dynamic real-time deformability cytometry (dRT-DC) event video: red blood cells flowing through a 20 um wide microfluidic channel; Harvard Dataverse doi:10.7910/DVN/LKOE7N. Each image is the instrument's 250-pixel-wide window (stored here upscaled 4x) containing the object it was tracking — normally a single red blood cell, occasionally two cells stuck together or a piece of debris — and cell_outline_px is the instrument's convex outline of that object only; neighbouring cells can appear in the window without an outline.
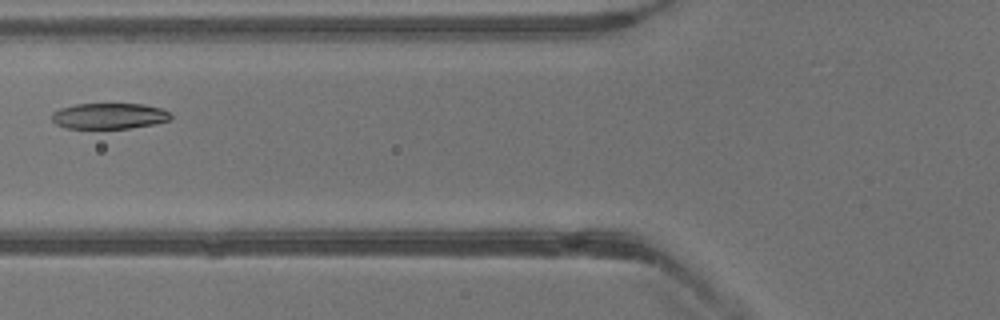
{"species": "common noctule bat (a hibernating species)", "species_latin": "Nyctalus noctula", "temperature_condition": "warm", "stored_images_in_passage": 26, "camera_frame_rate_fps": 3000, "um_per_image_px": 0.085, "animal": {"sex": "male", "body_mass_g": 13.3}, "frame": {"image": 1, "passage_image": 5, "time_ms": 1.333, "image_size_px": [1000, 320], "cell_outline_px": [[172, 116], [168, 120], [152, 124], [128, 128], [68, 128], [56, 124], [52, 120], [52, 112], [60, 108], [76, 104], [144, 104], [160, 108], [168, 112]], "centroid_in_image_um": [9.25, 9.85], "position_along_channel_um": 116.6, "area_um2": 17.69}}
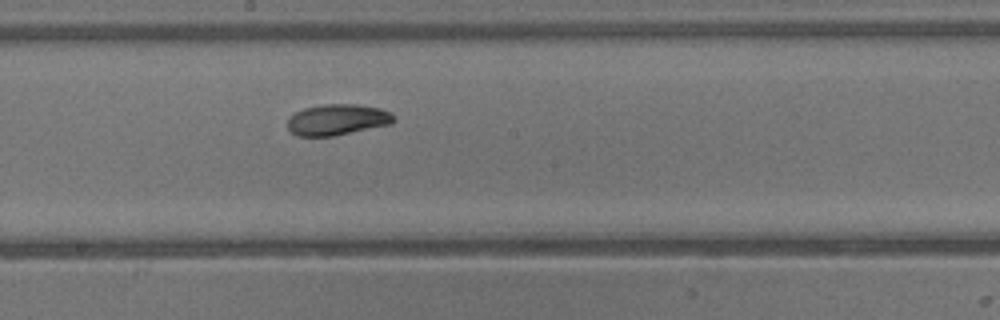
{"frame": {"image": 2, "passage_image": 11, "time_ms": 3.333, "image_size_px": [1000, 320], "cell_outline_px": [[396, 120], [392, 124], [332, 136], [296, 136], [288, 128], [288, 116], [304, 108], [324, 104], [356, 104], [380, 108], [392, 112]], "centroid_in_image_um": [28.69, 10.17], "position_along_channel_um": 219.5, "area_um2": 19.31}}
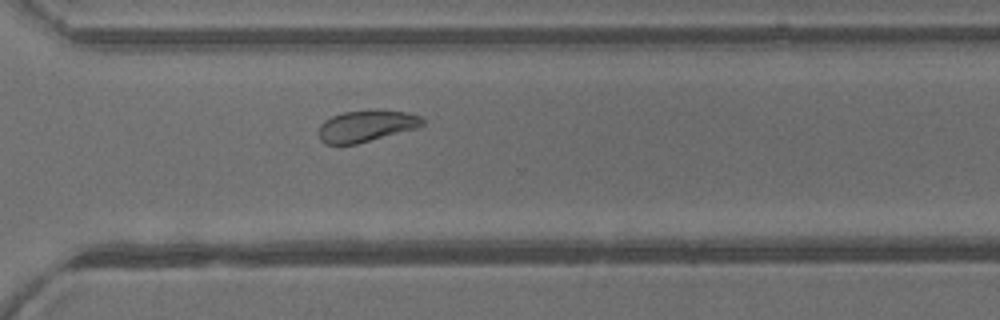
{"frame": {"image": 3, "passage_image": 18, "time_ms": 5.667, "image_size_px": [1000, 320], "cell_outline_px": [[424, 124], [420, 128], [356, 144], [328, 144], [320, 140], [320, 124], [324, 120], [332, 116], [344, 112], [368, 108], [376, 108], [408, 112], [420, 116], [424, 120]], "centroid_in_image_um": [31.2, 10.67], "position_along_channel_um": 339.4, "area_um2": 19.59}}